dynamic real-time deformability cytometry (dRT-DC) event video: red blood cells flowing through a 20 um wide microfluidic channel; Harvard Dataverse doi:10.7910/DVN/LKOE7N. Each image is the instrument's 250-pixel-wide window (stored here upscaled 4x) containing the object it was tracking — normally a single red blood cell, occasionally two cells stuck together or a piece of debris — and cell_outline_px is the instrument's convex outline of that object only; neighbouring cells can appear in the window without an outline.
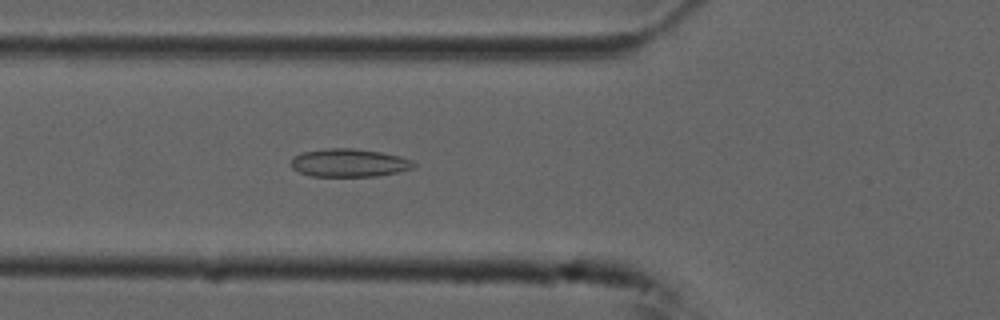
{"species": "common noctule bat (a hibernating species)", "species_latin": "Nyctalus noctula", "temperature_condition": "cold", "stored_images_in_passage": 50, "camera_frame_rate_fps": 3000, "um_per_image_px": 0.085, "animal": {"sex": "male", "forearm_length_mm": 52.5}, "frame": {"image": 1, "passage_image": 15, "time_ms": 4.667, "image_size_px": [1000, 320], "cell_outline_px": [[416, 168], [400, 172], [376, 176], [312, 176], [300, 172], [292, 168], [292, 160], [296, 156], [304, 152], [324, 148], [352, 148], [380, 152], [400, 156], [412, 160], [416, 164]], "centroid_in_image_um": [29.74, 13.84], "position_along_channel_um": 96.1, "area_um2": 20.06}}
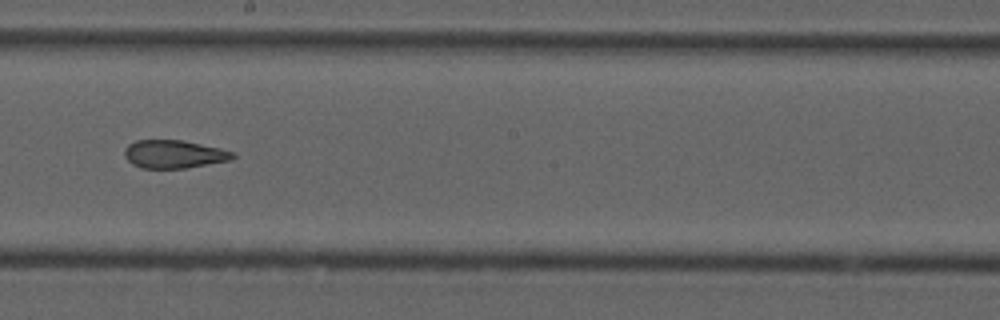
{"frame": {"image": 2, "passage_image": 26, "time_ms": 8.333, "image_size_px": [1000, 320], "cell_outline_px": [[236, 156], [232, 160], [184, 168], [140, 168], [132, 164], [124, 156], [124, 148], [128, 144], [136, 140], [184, 140], [220, 148], [236, 152]], "centroid_in_image_um": [14.8, 13.1], "position_along_channel_um": 233.4, "area_um2": 17.92}}
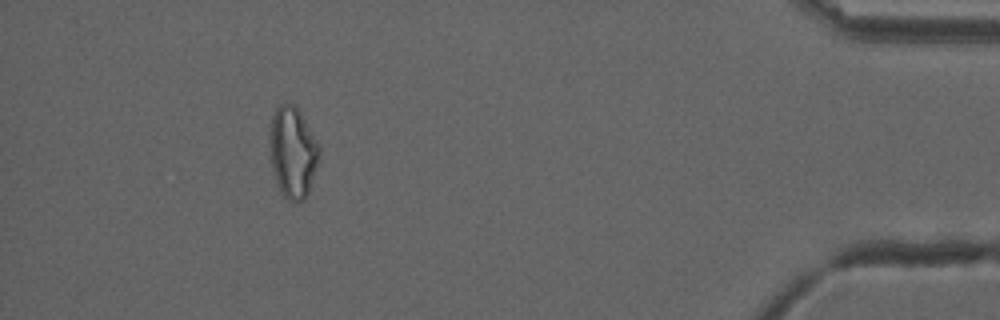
{"frame": {"image": 3, "passage_image": 45, "time_ms": 14.667, "image_size_px": [1000, 320], "cell_outline_px": [[320, 152], [308, 192], [304, 200], [296, 204], [288, 200], [284, 196], [276, 180], [272, 168], [268, 136], [272, 116], [276, 108], [280, 104], [296, 104], [320, 144]], "centroid_in_image_um": [24.88, 12.91], "position_along_channel_um": 410.3, "area_um2": 26.47}, "authors_computed_cell_mechanics": {"area_um2": 21.4727, "velocity_mm_per_s": 3.7325, "shape_relaxation_time_tau1_ms": null, "shape_relaxation_time_tau2_ms": 2.0462, "deformation_change_tau1": null, "deformation_change_tau2": 0.0973}}